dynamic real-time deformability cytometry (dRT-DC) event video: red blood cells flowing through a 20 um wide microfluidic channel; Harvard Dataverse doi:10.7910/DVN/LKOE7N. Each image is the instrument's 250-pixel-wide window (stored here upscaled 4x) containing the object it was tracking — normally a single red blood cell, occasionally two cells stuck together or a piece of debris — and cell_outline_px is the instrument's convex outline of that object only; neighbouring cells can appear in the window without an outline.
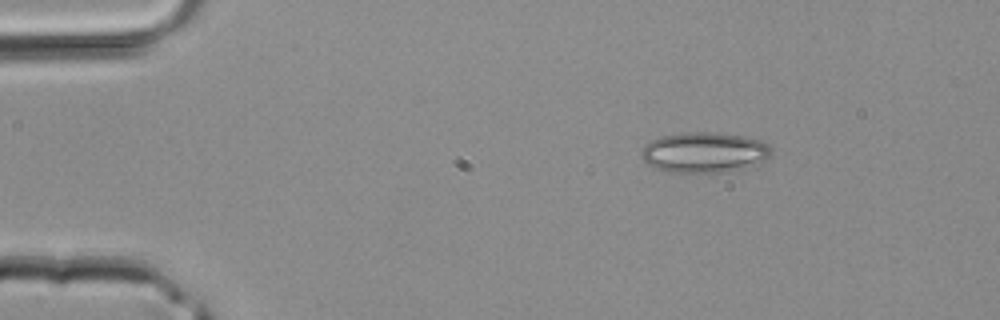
{"species": "common noctule bat (a hibernating species)", "species_latin": "Nyctalus noctula", "temperature_condition": "room temperature", "stored_images_in_passage": 37, "segment_of_instrument_passage": [1, 2], "camera_frame_rate_fps": 3000, "um_per_image_px": 0.085, "animal": {"sex": "male", "body_mass_g": 20.4}, "frame": {"image": 1, "passage_image": 1, "time_ms": 0.0, "image_size_px": [1000, 320], "cell_outline_px": [[772, 152], [760, 168], [728, 172], [668, 172], [656, 168], [648, 164], [640, 156], [640, 152], [652, 140], [660, 136], [684, 132], [708, 132], [744, 136], [764, 140], [772, 148]], "centroid_in_image_um": [59.99, 12.98], "position_along_channel_um": 25.0, "area_um2": 31.44}}
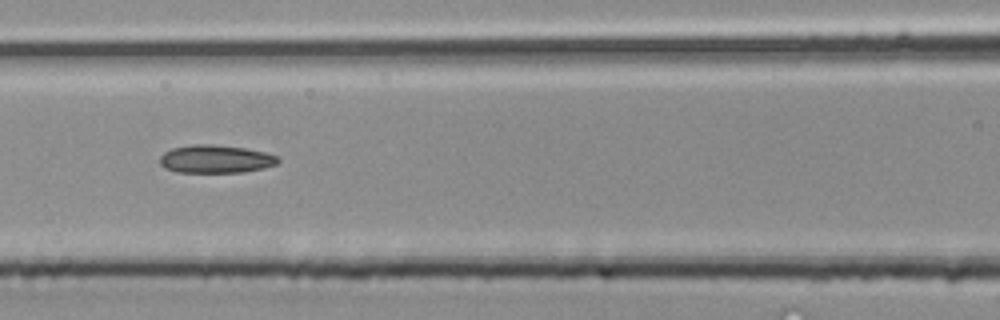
{"frame": {"image": 2, "passage_image": 13, "time_ms": 4.0, "image_size_px": [1000, 320], "cell_outline_px": [[280, 160], [276, 164], [264, 168], [240, 172], [176, 172], [164, 168], [160, 164], [160, 156], [164, 152], [172, 148], [192, 144], [212, 144], [244, 148], [264, 152], [276, 156]], "centroid_in_image_um": [18.29, 13.51], "position_along_channel_um": 148.3, "area_um2": 19.25}}
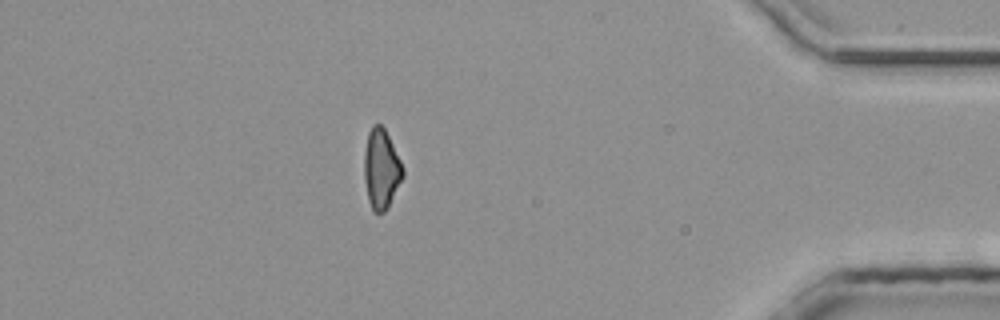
{"frame": {"image": 3, "passage_image": 31, "time_ms": 10.0, "image_size_px": [1000, 320], "cell_outline_px": [[404, 176], [388, 208], [384, 212], [372, 212], [368, 200], [364, 180], [364, 152], [368, 132], [372, 124], [380, 124], [384, 128], [404, 168]], "centroid_in_image_um": [32.4, 14.39], "position_along_channel_um": 402.8, "area_um2": 18.09}}